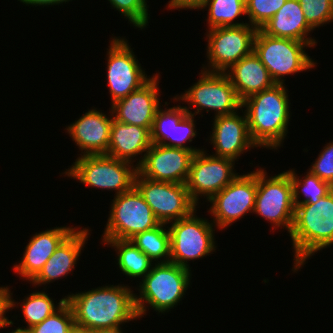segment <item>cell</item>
I'll use <instances>...</instances> for the list:
<instances>
[{
  "instance_id": "cell-1",
  "label": "cell",
  "mask_w": 333,
  "mask_h": 333,
  "mask_svg": "<svg viewBox=\"0 0 333 333\" xmlns=\"http://www.w3.org/2000/svg\"><path fill=\"white\" fill-rule=\"evenodd\" d=\"M133 290L126 285H105L67 295L76 324L93 331L118 327L139 318Z\"/></svg>"
},
{
  "instance_id": "cell-2",
  "label": "cell",
  "mask_w": 333,
  "mask_h": 333,
  "mask_svg": "<svg viewBox=\"0 0 333 333\" xmlns=\"http://www.w3.org/2000/svg\"><path fill=\"white\" fill-rule=\"evenodd\" d=\"M284 85L275 84L242 101L251 138L258 147L277 150L288 133L291 103Z\"/></svg>"
},
{
  "instance_id": "cell-3",
  "label": "cell",
  "mask_w": 333,
  "mask_h": 333,
  "mask_svg": "<svg viewBox=\"0 0 333 333\" xmlns=\"http://www.w3.org/2000/svg\"><path fill=\"white\" fill-rule=\"evenodd\" d=\"M296 272L316 252L333 244V189L314 204L295 206L294 220L289 233Z\"/></svg>"
},
{
  "instance_id": "cell-4",
  "label": "cell",
  "mask_w": 333,
  "mask_h": 333,
  "mask_svg": "<svg viewBox=\"0 0 333 333\" xmlns=\"http://www.w3.org/2000/svg\"><path fill=\"white\" fill-rule=\"evenodd\" d=\"M191 275V270L173 262L154 263L139 283V296L135 295L139 318L146 314L148 304L159 313L174 309L190 286Z\"/></svg>"
},
{
  "instance_id": "cell-5",
  "label": "cell",
  "mask_w": 333,
  "mask_h": 333,
  "mask_svg": "<svg viewBox=\"0 0 333 333\" xmlns=\"http://www.w3.org/2000/svg\"><path fill=\"white\" fill-rule=\"evenodd\" d=\"M63 173L89 187L115 190V196L134 186L137 166L106 154L81 155Z\"/></svg>"
},
{
  "instance_id": "cell-6",
  "label": "cell",
  "mask_w": 333,
  "mask_h": 333,
  "mask_svg": "<svg viewBox=\"0 0 333 333\" xmlns=\"http://www.w3.org/2000/svg\"><path fill=\"white\" fill-rule=\"evenodd\" d=\"M312 47L306 42L288 38H277L258 29L254 38L255 54L267 68L276 84H284V76L307 71L315 67V62L305 52Z\"/></svg>"
},
{
  "instance_id": "cell-7",
  "label": "cell",
  "mask_w": 333,
  "mask_h": 333,
  "mask_svg": "<svg viewBox=\"0 0 333 333\" xmlns=\"http://www.w3.org/2000/svg\"><path fill=\"white\" fill-rule=\"evenodd\" d=\"M201 76L185 93L173 97L175 101L187 102L189 107L184 106L188 114L197 115L206 109L207 112L214 110L215 116L230 115L242 109V101L238 97L235 88L225 72H210L201 70ZM197 109L192 113L189 109Z\"/></svg>"
},
{
  "instance_id": "cell-8",
  "label": "cell",
  "mask_w": 333,
  "mask_h": 333,
  "mask_svg": "<svg viewBox=\"0 0 333 333\" xmlns=\"http://www.w3.org/2000/svg\"><path fill=\"white\" fill-rule=\"evenodd\" d=\"M254 212L272 223V229L285 227L289 233L291 232L295 205L289 170L268 177L266 170L261 167L257 169Z\"/></svg>"
},
{
  "instance_id": "cell-9",
  "label": "cell",
  "mask_w": 333,
  "mask_h": 333,
  "mask_svg": "<svg viewBox=\"0 0 333 333\" xmlns=\"http://www.w3.org/2000/svg\"><path fill=\"white\" fill-rule=\"evenodd\" d=\"M110 206L103 239L129 240L137 233L161 224L135 186L114 196Z\"/></svg>"
},
{
  "instance_id": "cell-10",
  "label": "cell",
  "mask_w": 333,
  "mask_h": 333,
  "mask_svg": "<svg viewBox=\"0 0 333 333\" xmlns=\"http://www.w3.org/2000/svg\"><path fill=\"white\" fill-rule=\"evenodd\" d=\"M172 221L170 227V262L190 270L188 261L203 258L216 250L215 225L196 216Z\"/></svg>"
},
{
  "instance_id": "cell-11",
  "label": "cell",
  "mask_w": 333,
  "mask_h": 333,
  "mask_svg": "<svg viewBox=\"0 0 333 333\" xmlns=\"http://www.w3.org/2000/svg\"><path fill=\"white\" fill-rule=\"evenodd\" d=\"M134 186L160 223L170 224L197 211L185 184L154 181L137 171Z\"/></svg>"
},
{
  "instance_id": "cell-12",
  "label": "cell",
  "mask_w": 333,
  "mask_h": 333,
  "mask_svg": "<svg viewBox=\"0 0 333 333\" xmlns=\"http://www.w3.org/2000/svg\"><path fill=\"white\" fill-rule=\"evenodd\" d=\"M257 29L249 24L207 30V67L210 72H225L254 49ZM206 67V68H205Z\"/></svg>"
},
{
  "instance_id": "cell-13",
  "label": "cell",
  "mask_w": 333,
  "mask_h": 333,
  "mask_svg": "<svg viewBox=\"0 0 333 333\" xmlns=\"http://www.w3.org/2000/svg\"><path fill=\"white\" fill-rule=\"evenodd\" d=\"M257 192V169L251 173L238 175L224 189L210 200L209 213L212 223L220 230L252 213Z\"/></svg>"
},
{
  "instance_id": "cell-14",
  "label": "cell",
  "mask_w": 333,
  "mask_h": 333,
  "mask_svg": "<svg viewBox=\"0 0 333 333\" xmlns=\"http://www.w3.org/2000/svg\"><path fill=\"white\" fill-rule=\"evenodd\" d=\"M107 51V84L112 103L140 89L151 77H147L136 59L129 43L124 38L112 37Z\"/></svg>"
},
{
  "instance_id": "cell-15",
  "label": "cell",
  "mask_w": 333,
  "mask_h": 333,
  "mask_svg": "<svg viewBox=\"0 0 333 333\" xmlns=\"http://www.w3.org/2000/svg\"><path fill=\"white\" fill-rule=\"evenodd\" d=\"M234 165L235 161L208 155L204 149L195 153L185 183L191 199L196 204L199 196L209 201L238 176Z\"/></svg>"
},
{
  "instance_id": "cell-16",
  "label": "cell",
  "mask_w": 333,
  "mask_h": 333,
  "mask_svg": "<svg viewBox=\"0 0 333 333\" xmlns=\"http://www.w3.org/2000/svg\"><path fill=\"white\" fill-rule=\"evenodd\" d=\"M196 151L152 143L137 171L148 179L185 184Z\"/></svg>"
},
{
  "instance_id": "cell-17",
  "label": "cell",
  "mask_w": 333,
  "mask_h": 333,
  "mask_svg": "<svg viewBox=\"0 0 333 333\" xmlns=\"http://www.w3.org/2000/svg\"><path fill=\"white\" fill-rule=\"evenodd\" d=\"M159 75L156 73L140 89L112 104L113 118L121 123L145 127L151 132L155 114L161 107Z\"/></svg>"
},
{
  "instance_id": "cell-18",
  "label": "cell",
  "mask_w": 333,
  "mask_h": 333,
  "mask_svg": "<svg viewBox=\"0 0 333 333\" xmlns=\"http://www.w3.org/2000/svg\"><path fill=\"white\" fill-rule=\"evenodd\" d=\"M164 109L159 107L155 114L151 130V143L184 148L196 151V153L201 151L199 148L185 145L186 142H191L194 137L196 138L195 116L188 114L184 106L181 105Z\"/></svg>"
},
{
  "instance_id": "cell-19",
  "label": "cell",
  "mask_w": 333,
  "mask_h": 333,
  "mask_svg": "<svg viewBox=\"0 0 333 333\" xmlns=\"http://www.w3.org/2000/svg\"><path fill=\"white\" fill-rule=\"evenodd\" d=\"M213 120L209 139L216 151L213 156L237 161L245 151L258 147L251 138L245 112L243 116L236 112Z\"/></svg>"
},
{
  "instance_id": "cell-20",
  "label": "cell",
  "mask_w": 333,
  "mask_h": 333,
  "mask_svg": "<svg viewBox=\"0 0 333 333\" xmlns=\"http://www.w3.org/2000/svg\"><path fill=\"white\" fill-rule=\"evenodd\" d=\"M110 113L109 118L102 111L93 108L67 126L68 134L83 153L80 155H107L113 121L112 110Z\"/></svg>"
},
{
  "instance_id": "cell-21",
  "label": "cell",
  "mask_w": 333,
  "mask_h": 333,
  "mask_svg": "<svg viewBox=\"0 0 333 333\" xmlns=\"http://www.w3.org/2000/svg\"><path fill=\"white\" fill-rule=\"evenodd\" d=\"M75 229L76 227H55L33 235L25 247L20 263L14 265L15 273L31 283L50 256Z\"/></svg>"
},
{
  "instance_id": "cell-22",
  "label": "cell",
  "mask_w": 333,
  "mask_h": 333,
  "mask_svg": "<svg viewBox=\"0 0 333 333\" xmlns=\"http://www.w3.org/2000/svg\"><path fill=\"white\" fill-rule=\"evenodd\" d=\"M78 229L79 227L50 256L39 274L31 281L33 285L40 286L52 283L66 277L74 269L90 234L88 228Z\"/></svg>"
},
{
  "instance_id": "cell-23",
  "label": "cell",
  "mask_w": 333,
  "mask_h": 333,
  "mask_svg": "<svg viewBox=\"0 0 333 333\" xmlns=\"http://www.w3.org/2000/svg\"><path fill=\"white\" fill-rule=\"evenodd\" d=\"M151 144V132L147 128L121 123L113 118L108 156L133 163L134 157L144 153L136 163L138 167Z\"/></svg>"
},
{
  "instance_id": "cell-24",
  "label": "cell",
  "mask_w": 333,
  "mask_h": 333,
  "mask_svg": "<svg viewBox=\"0 0 333 333\" xmlns=\"http://www.w3.org/2000/svg\"><path fill=\"white\" fill-rule=\"evenodd\" d=\"M225 73L241 101L276 84L254 51L233 64Z\"/></svg>"
},
{
  "instance_id": "cell-25",
  "label": "cell",
  "mask_w": 333,
  "mask_h": 333,
  "mask_svg": "<svg viewBox=\"0 0 333 333\" xmlns=\"http://www.w3.org/2000/svg\"><path fill=\"white\" fill-rule=\"evenodd\" d=\"M261 30L272 37L306 42L312 46L317 43L315 39L308 36L313 29L306 22L298 0H286Z\"/></svg>"
},
{
  "instance_id": "cell-26",
  "label": "cell",
  "mask_w": 333,
  "mask_h": 333,
  "mask_svg": "<svg viewBox=\"0 0 333 333\" xmlns=\"http://www.w3.org/2000/svg\"><path fill=\"white\" fill-rule=\"evenodd\" d=\"M117 252V265L126 276L144 278L151 270L154 262L130 240L102 239ZM153 262V263H152Z\"/></svg>"
},
{
  "instance_id": "cell-27",
  "label": "cell",
  "mask_w": 333,
  "mask_h": 333,
  "mask_svg": "<svg viewBox=\"0 0 333 333\" xmlns=\"http://www.w3.org/2000/svg\"><path fill=\"white\" fill-rule=\"evenodd\" d=\"M165 225L167 224L161 223L159 226L137 233L129 239L156 263L170 262V232L169 229L164 228Z\"/></svg>"
},
{
  "instance_id": "cell-28",
  "label": "cell",
  "mask_w": 333,
  "mask_h": 333,
  "mask_svg": "<svg viewBox=\"0 0 333 333\" xmlns=\"http://www.w3.org/2000/svg\"><path fill=\"white\" fill-rule=\"evenodd\" d=\"M208 29L216 27L242 26L248 23H238L234 20L246 15L245 0H205L201 9H207Z\"/></svg>"
},
{
  "instance_id": "cell-29",
  "label": "cell",
  "mask_w": 333,
  "mask_h": 333,
  "mask_svg": "<svg viewBox=\"0 0 333 333\" xmlns=\"http://www.w3.org/2000/svg\"><path fill=\"white\" fill-rule=\"evenodd\" d=\"M289 176L293 185V201L294 205L301 204H314L317 203L321 197L326 196L333 187L325 181H322L316 175L312 174L309 170L304 178L299 179L293 169L289 170ZM303 194V200H299Z\"/></svg>"
},
{
  "instance_id": "cell-30",
  "label": "cell",
  "mask_w": 333,
  "mask_h": 333,
  "mask_svg": "<svg viewBox=\"0 0 333 333\" xmlns=\"http://www.w3.org/2000/svg\"><path fill=\"white\" fill-rule=\"evenodd\" d=\"M65 301L66 297H63L56 306L48 293L44 291L36 292L35 290V292L24 298L21 304L23 318L28 326L21 329H30L32 326L41 323L58 310Z\"/></svg>"
},
{
  "instance_id": "cell-31",
  "label": "cell",
  "mask_w": 333,
  "mask_h": 333,
  "mask_svg": "<svg viewBox=\"0 0 333 333\" xmlns=\"http://www.w3.org/2000/svg\"><path fill=\"white\" fill-rule=\"evenodd\" d=\"M74 323L71 306L65 301L51 316L29 330L31 333H69Z\"/></svg>"
},
{
  "instance_id": "cell-32",
  "label": "cell",
  "mask_w": 333,
  "mask_h": 333,
  "mask_svg": "<svg viewBox=\"0 0 333 333\" xmlns=\"http://www.w3.org/2000/svg\"><path fill=\"white\" fill-rule=\"evenodd\" d=\"M285 2L286 0H245L248 24L257 30L261 29Z\"/></svg>"
},
{
  "instance_id": "cell-33",
  "label": "cell",
  "mask_w": 333,
  "mask_h": 333,
  "mask_svg": "<svg viewBox=\"0 0 333 333\" xmlns=\"http://www.w3.org/2000/svg\"><path fill=\"white\" fill-rule=\"evenodd\" d=\"M308 25L315 30L333 22V0H298Z\"/></svg>"
},
{
  "instance_id": "cell-34",
  "label": "cell",
  "mask_w": 333,
  "mask_h": 333,
  "mask_svg": "<svg viewBox=\"0 0 333 333\" xmlns=\"http://www.w3.org/2000/svg\"><path fill=\"white\" fill-rule=\"evenodd\" d=\"M113 8L121 13L136 28L143 29L148 26L147 0H108Z\"/></svg>"
},
{
  "instance_id": "cell-35",
  "label": "cell",
  "mask_w": 333,
  "mask_h": 333,
  "mask_svg": "<svg viewBox=\"0 0 333 333\" xmlns=\"http://www.w3.org/2000/svg\"><path fill=\"white\" fill-rule=\"evenodd\" d=\"M309 171L333 187V141L325 145Z\"/></svg>"
},
{
  "instance_id": "cell-36",
  "label": "cell",
  "mask_w": 333,
  "mask_h": 333,
  "mask_svg": "<svg viewBox=\"0 0 333 333\" xmlns=\"http://www.w3.org/2000/svg\"><path fill=\"white\" fill-rule=\"evenodd\" d=\"M7 287H0V328H5L7 326L13 325V321L9 320L5 315L9 309H13L15 305L20 304L14 301L12 298V293ZM13 299V300H12Z\"/></svg>"
},
{
  "instance_id": "cell-37",
  "label": "cell",
  "mask_w": 333,
  "mask_h": 333,
  "mask_svg": "<svg viewBox=\"0 0 333 333\" xmlns=\"http://www.w3.org/2000/svg\"><path fill=\"white\" fill-rule=\"evenodd\" d=\"M205 0H170L168 8L170 9H201Z\"/></svg>"
},
{
  "instance_id": "cell-38",
  "label": "cell",
  "mask_w": 333,
  "mask_h": 333,
  "mask_svg": "<svg viewBox=\"0 0 333 333\" xmlns=\"http://www.w3.org/2000/svg\"><path fill=\"white\" fill-rule=\"evenodd\" d=\"M22 3H24L25 5H36V6H48V5H59V4H62V3H66V2H69L70 0H18ZM72 1V0H71Z\"/></svg>"
},
{
  "instance_id": "cell-39",
  "label": "cell",
  "mask_w": 333,
  "mask_h": 333,
  "mask_svg": "<svg viewBox=\"0 0 333 333\" xmlns=\"http://www.w3.org/2000/svg\"><path fill=\"white\" fill-rule=\"evenodd\" d=\"M69 333H94V331L87 327L74 323V325L70 329Z\"/></svg>"
},
{
  "instance_id": "cell-40",
  "label": "cell",
  "mask_w": 333,
  "mask_h": 333,
  "mask_svg": "<svg viewBox=\"0 0 333 333\" xmlns=\"http://www.w3.org/2000/svg\"><path fill=\"white\" fill-rule=\"evenodd\" d=\"M120 326L114 328H106L95 330L94 333H123Z\"/></svg>"
},
{
  "instance_id": "cell-41",
  "label": "cell",
  "mask_w": 333,
  "mask_h": 333,
  "mask_svg": "<svg viewBox=\"0 0 333 333\" xmlns=\"http://www.w3.org/2000/svg\"><path fill=\"white\" fill-rule=\"evenodd\" d=\"M9 333H31V332L29 329H21V327H18L17 329H15Z\"/></svg>"
}]
</instances>
